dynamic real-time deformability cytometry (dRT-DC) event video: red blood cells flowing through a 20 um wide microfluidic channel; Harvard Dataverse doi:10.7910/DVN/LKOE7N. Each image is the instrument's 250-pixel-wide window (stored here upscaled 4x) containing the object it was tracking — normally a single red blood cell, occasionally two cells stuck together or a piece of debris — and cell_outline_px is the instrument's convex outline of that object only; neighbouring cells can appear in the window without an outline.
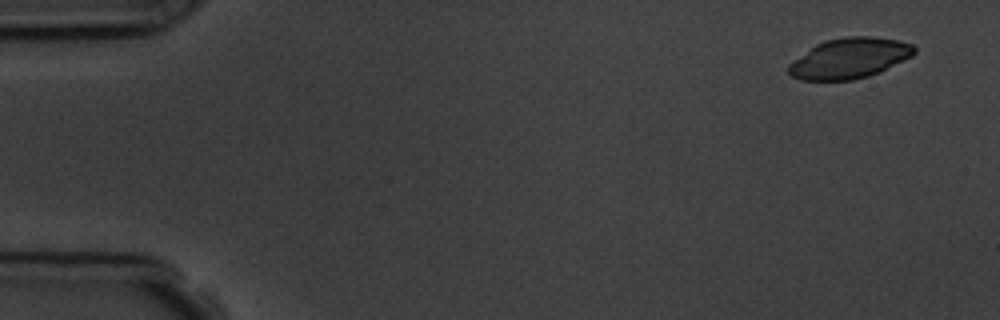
{"species": "common noctule bat (a hibernating species)", "species_latin": "Nyctalus noctula", "temperature_condition": "room temperature", "stored_images_in_passage": 6, "segment_of_instrument_passage": [1, 2], "camera_frame_rate_fps": 3000, "um_per_image_px": 0.085, "animal": {"sex": "male", "body_mass_g": 19.5, "forearm_length_mm": 54.6}, "frame": {"image": 1, "passage_image": 1, "time_ms": 0.0, "image_size_px": [1000, 320], "cell_outline_px": [[916, 52], [912, 56], [880, 72], [868, 76], [852, 80], [800, 80], [792, 76], [788, 72], [788, 64], [816, 44], [824, 40], [844, 36], [872, 36], [900, 40], [912, 44], [916, 48]], "centroid_in_image_um": [72.22, 4.94], "position_along_channel_um": 12.8, "area_um2": 29.71}}